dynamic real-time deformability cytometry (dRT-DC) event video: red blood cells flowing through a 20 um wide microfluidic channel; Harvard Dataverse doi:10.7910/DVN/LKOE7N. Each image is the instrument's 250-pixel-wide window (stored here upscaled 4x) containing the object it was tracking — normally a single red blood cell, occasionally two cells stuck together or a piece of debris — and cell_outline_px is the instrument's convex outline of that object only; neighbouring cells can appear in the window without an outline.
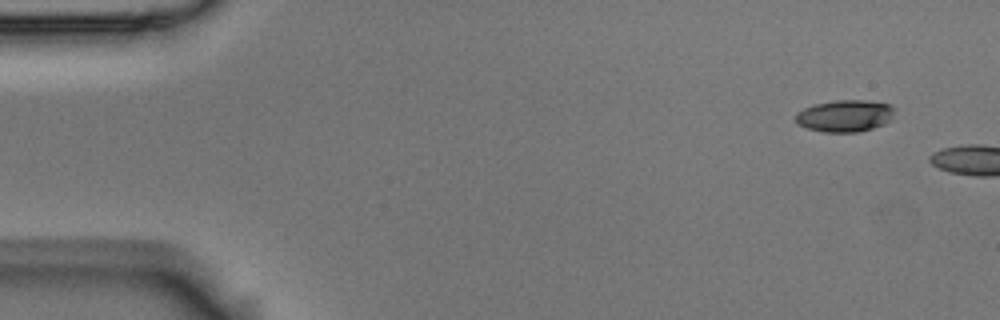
{"species": "Egyptian fruit bat (a non-hibernating species)", "species_latin": "Rousettus aegyptiacus", "temperature_condition": "room temperature", "stored_images_in_passage": 3, "camera_frame_rate_fps": 3000, "um_per_image_px": 0.085, "animal": {"sex": "male"}, "frame": {"image": 1, "passage_image": 1, "time_ms": 0.0, "image_size_px": [1000, 320], "cell_outline_px": [[896, 108], [892, 116], [884, 124], [860, 132], [824, 132], [808, 128], [796, 124], [796, 112], [812, 104], [836, 100], [864, 100], [892, 104]], "centroid_in_image_um": [71.81, 9.83], "position_along_channel_um": 13.2, "area_um2": 18.55}}